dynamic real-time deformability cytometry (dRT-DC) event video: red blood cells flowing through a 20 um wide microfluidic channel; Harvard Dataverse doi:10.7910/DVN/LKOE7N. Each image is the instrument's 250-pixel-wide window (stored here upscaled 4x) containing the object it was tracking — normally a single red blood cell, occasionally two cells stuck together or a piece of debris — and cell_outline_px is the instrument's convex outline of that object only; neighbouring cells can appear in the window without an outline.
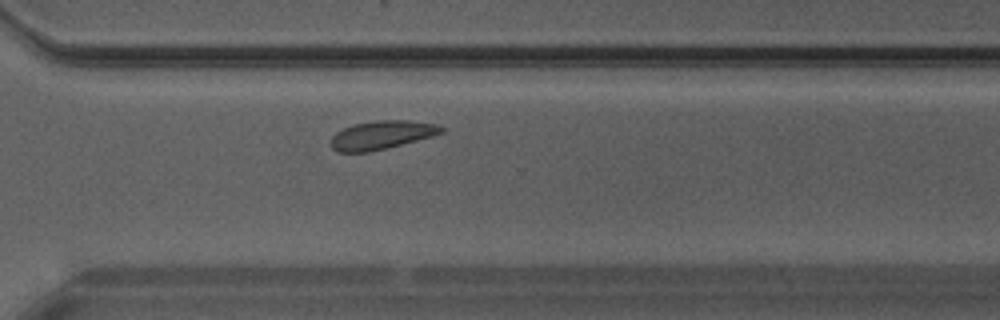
{"species": "Egyptian fruit bat (a non-hibernating species)", "species_latin": "Rousettus aegyptiacus", "temperature_condition": "warm", "stored_images_in_passage": 19, "camera_frame_rate_fps": 3000, "um_per_image_px": 0.085, "animal": {"sex": "male"}, "frame": {"image": 1, "passage_image": 14, "time_ms": 4.333, "image_size_px": [1000, 320], "cell_outline_px": [[444, 132], [432, 136], [368, 152], [336, 152], [332, 148], [332, 136], [336, 132], [344, 128], [356, 124], [376, 120], [408, 120], [436, 124], [444, 128]], "centroid_in_image_um": [32.43, 11.47], "position_along_channel_um": 338.2, "area_um2": 18.03}}